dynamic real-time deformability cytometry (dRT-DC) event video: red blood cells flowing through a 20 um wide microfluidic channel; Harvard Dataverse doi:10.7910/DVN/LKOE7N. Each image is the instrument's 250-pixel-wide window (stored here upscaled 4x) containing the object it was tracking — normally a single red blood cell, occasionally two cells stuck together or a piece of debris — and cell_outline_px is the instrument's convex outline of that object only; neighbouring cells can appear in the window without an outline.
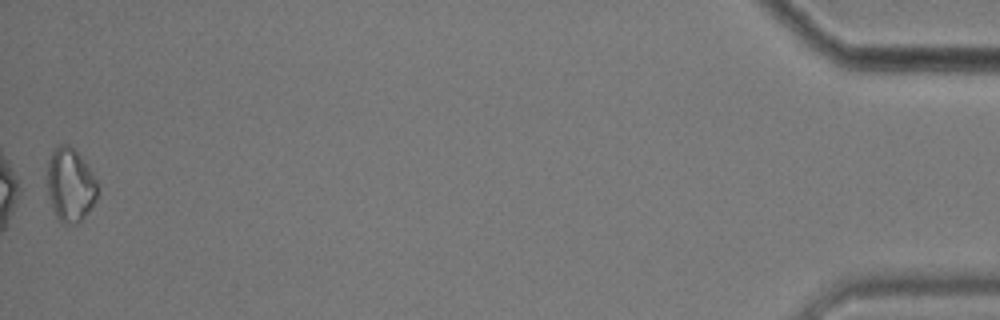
{"species": "common noctule bat (a hibernating species)", "species_latin": "Nyctalus noctula", "temperature_condition": "cold", "stored_images_in_passage": 40, "camera_frame_rate_fps": 3000, "um_per_image_px": 0.085, "animal": {"sex": "male", "body_mass_g": 17.9}, "frame": {"image": 1, "passage_image": 40, "time_ms": 13.0, "image_size_px": [1000, 320], "cell_outline_px": [[96, 200], [88, 212], [76, 224], [60, 224], [52, 208], [48, 196], [48, 160], [52, 152], [60, 144], [68, 144], [80, 156], [92, 172], [96, 180]], "centroid_in_image_um": [5.95, 15.75], "position_along_channel_um": 429.2, "area_um2": 21.33}, "authors_computed_cell_mechanics": {"area_um2": 15.7794, "velocity_mm_per_s": 3.5649, "shape_relaxation_time_tau1_ms": 3.4958, "shape_relaxation_time_tau2_ms": null, "deformation_change_tau1": 0.122, "deformation_change_tau2": null}}